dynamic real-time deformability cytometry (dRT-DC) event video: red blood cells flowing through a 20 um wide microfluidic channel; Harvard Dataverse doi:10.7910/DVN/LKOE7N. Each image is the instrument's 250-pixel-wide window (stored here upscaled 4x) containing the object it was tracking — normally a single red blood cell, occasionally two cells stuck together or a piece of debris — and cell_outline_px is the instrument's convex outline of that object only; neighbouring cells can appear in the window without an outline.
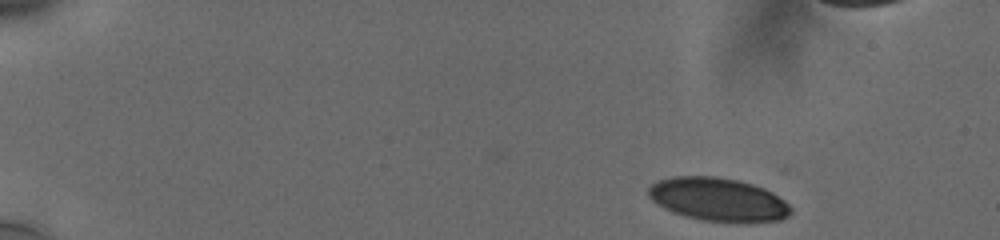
{"species": "human", "species_latin": "Homo sapiens", "temperature_condition": "cold", "stored_images_in_passage": 8, "camera_frame_rate_fps": 3000, "um_per_image_px": 0.085, "donor": {"sex": "male"}, "frame": {"image": 1, "passage_image": 1, "time_ms": 0.0, "image_size_px": [1000, 240], "cell_outline_px": [[792, 212], [788, 216], [780, 220], [704, 220], [684, 216], [672, 212], [656, 204], [648, 196], [648, 188], [652, 184], [660, 180], [672, 176], [716, 176], [736, 180], [752, 184], [764, 188], [772, 192], [784, 200], [792, 208]], "centroid_in_image_um": [61.0, 16.92], "position_along_channel_um": 24.0, "area_um2": 35.32}}
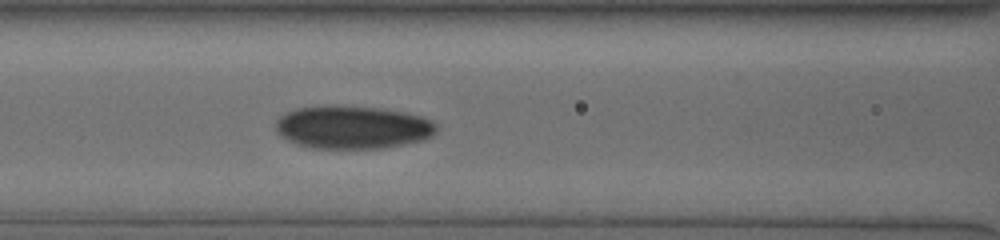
{"frame": {"image": 2, "passage_image": 8, "time_ms": 6.333, "image_size_px": [1000, 240], "cell_outline_px": [[436, 132], [432, 136], [424, 140], [384, 148], [312, 148], [296, 144], [280, 136], [276, 132], [276, 120], [284, 112], [296, 108], [332, 104], [380, 108], [404, 112], [420, 116], [432, 120], [436, 124]], "centroid_in_image_um": [29.95, 10.8], "position_along_channel_um": 136.7, "area_um2": 40.81}}